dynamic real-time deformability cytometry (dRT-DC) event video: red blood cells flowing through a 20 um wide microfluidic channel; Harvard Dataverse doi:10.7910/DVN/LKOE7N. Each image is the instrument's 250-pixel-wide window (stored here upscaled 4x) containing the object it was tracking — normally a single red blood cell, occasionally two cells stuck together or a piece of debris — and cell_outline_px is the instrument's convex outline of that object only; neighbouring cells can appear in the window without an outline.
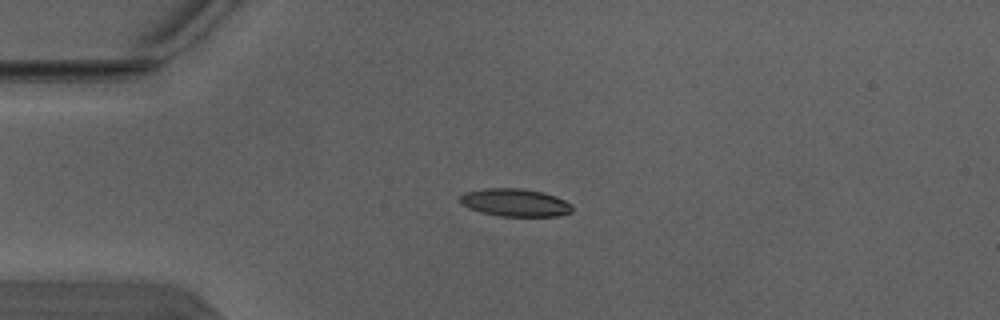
{"species": "Egyptian fruit bat (a non-hibernating species)", "species_latin": "Rousettus aegyptiacus", "temperature_condition": "warm", "stored_images_in_passage": 4, "camera_frame_rate_fps": 3000, "um_per_image_px": 0.085, "animal": {"sex": "male"}, "frame": {"image": 1, "passage_image": 3, "time_ms": 0.667, "image_size_px": [1000, 320], "cell_outline_px": [[572, 212], [556, 216], [500, 216], [480, 212], [468, 208], [460, 204], [460, 196], [464, 192], [484, 188], [520, 188], [544, 192], [556, 196], [572, 204]], "centroid_in_image_um": [43.76, 17.21], "position_along_channel_um": 41.2, "area_um2": 18.32}}